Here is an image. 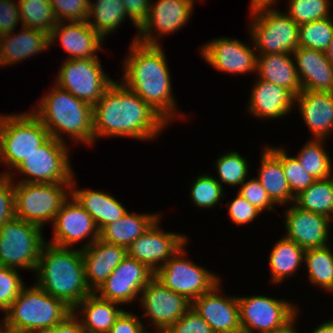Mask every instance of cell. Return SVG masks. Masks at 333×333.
<instances>
[{
  "label": "cell",
  "instance_id": "obj_1",
  "mask_svg": "<svg viewBox=\"0 0 333 333\" xmlns=\"http://www.w3.org/2000/svg\"><path fill=\"white\" fill-rule=\"evenodd\" d=\"M167 122L134 91L115 80L93 106L94 141L107 137L152 140Z\"/></svg>",
  "mask_w": 333,
  "mask_h": 333
},
{
  "label": "cell",
  "instance_id": "obj_2",
  "mask_svg": "<svg viewBox=\"0 0 333 333\" xmlns=\"http://www.w3.org/2000/svg\"><path fill=\"white\" fill-rule=\"evenodd\" d=\"M123 62L124 73L119 80L167 123H172L177 113L182 112H177L169 63L162 45H145L132 40Z\"/></svg>",
  "mask_w": 333,
  "mask_h": 333
},
{
  "label": "cell",
  "instance_id": "obj_3",
  "mask_svg": "<svg viewBox=\"0 0 333 333\" xmlns=\"http://www.w3.org/2000/svg\"><path fill=\"white\" fill-rule=\"evenodd\" d=\"M35 272L36 285L72 310L92 293L85 279L81 248L59 247L46 242Z\"/></svg>",
  "mask_w": 333,
  "mask_h": 333
},
{
  "label": "cell",
  "instance_id": "obj_4",
  "mask_svg": "<svg viewBox=\"0 0 333 333\" xmlns=\"http://www.w3.org/2000/svg\"><path fill=\"white\" fill-rule=\"evenodd\" d=\"M31 111L40 119L51 137L67 142L62 136L65 133L74 142L94 145L93 106L56 84Z\"/></svg>",
  "mask_w": 333,
  "mask_h": 333
},
{
  "label": "cell",
  "instance_id": "obj_5",
  "mask_svg": "<svg viewBox=\"0 0 333 333\" xmlns=\"http://www.w3.org/2000/svg\"><path fill=\"white\" fill-rule=\"evenodd\" d=\"M71 312L72 309L62 300L38 285H25L0 323L12 331L37 333L59 324Z\"/></svg>",
  "mask_w": 333,
  "mask_h": 333
},
{
  "label": "cell",
  "instance_id": "obj_6",
  "mask_svg": "<svg viewBox=\"0 0 333 333\" xmlns=\"http://www.w3.org/2000/svg\"><path fill=\"white\" fill-rule=\"evenodd\" d=\"M50 137L48 130L32 112L0 115V162L10 170L0 175H15L14 170L29 154Z\"/></svg>",
  "mask_w": 333,
  "mask_h": 333
},
{
  "label": "cell",
  "instance_id": "obj_7",
  "mask_svg": "<svg viewBox=\"0 0 333 333\" xmlns=\"http://www.w3.org/2000/svg\"><path fill=\"white\" fill-rule=\"evenodd\" d=\"M279 10L275 7L251 13L249 34L257 55L292 54L299 47V25Z\"/></svg>",
  "mask_w": 333,
  "mask_h": 333
},
{
  "label": "cell",
  "instance_id": "obj_8",
  "mask_svg": "<svg viewBox=\"0 0 333 333\" xmlns=\"http://www.w3.org/2000/svg\"><path fill=\"white\" fill-rule=\"evenodd\" d=\"M15 217L44 228L54 221L71 194V184L25 183L14 181Z\"/></svg>",
  "mask_w": 333,
  "mask_h": 333
},
{
  "label": "cell",
  "instance_id": "obj_9",
  "mask_svg": "<svg viewBox=\"0 0 333 333\" xmlns=\"http://www.w3.org/2000/svg\"><path fill=\"white\" fill-rule=\"evenodd\" d=\"M42 228L13 218L0 228V265L16 270H36L46 243Z\"/></svg>",
  "mask_w": 333,
  "mask_h": 333
},
{
  "label": "cell",
  "instance_id": "obj_10",
  "mask_svg": "<svg viewBox=\"0 0 333 333\" xmlns=\"http://www.w3.org/2000/svg\"><path fill=\"white\" fill-rule=\"evenodd\" d=\"M67 146L50 136L14 169L26 176L18 182L71 184L74 171Z\"/></svg>",
  "mask_w": 333,
  "mask_h": 333
},
{
  "label": "cell",
  "instance_id": "obj_11",
  "mask_svg": "<svg viewBox=\"0 0 333 333\" xmlns=\"http://www.w3.org/2000/svg\"><path fill=\"white\" fill-rule=\"evenodd\" d=\"M187 243L188 241L155 272L154 277L165 287L192 303L196 298L209 292L221 279L204 266L186 259Z\"/></svg>",
  "mask_w": 333,
  "mask_h": 333
},
{
  "label": "cell",
  "instance_id": "obj_12",
  "mask_svg": "<svg viewBox=\"0 0 333 333\" xmlns=\"http://www.w3.org/2000/svg\"><path fill=\"white\" fill-rule=\"evenodd\" d=\"M99 58L65 59L57 74L55 84L92 106L115 81L101 66Z\"/></svg>",
  "mask_w": 333,
  "mask_h": 333
},
{
  "label": "cell",
  "instance_id": "obj_13",
  "mask_svg": "<svg viewBox=\"0 0 333 333\" xmlns=\"http://www.w3.org/2000/svg\"><path fill=\"white\" fill-rule=\"evenodd\" d=\"M237 299L242 333H268L286 324L298 311L289 301L265 295Z\"/></svg>",
  "mask_w": 333,
  "mask_h": 333
},
{
  "label": "cell",
  "instance_id": "obj_14",
  "mask_svg": "<svg viewBox=\"0 0 333 333\" xmlns=\"http://www.w3.org/2000/svg\"><path fill=\"white\" fill-rule=\"evenodd\" d=\"M154 2L151 0L149 16L133 39L145 45H162L161 42H158L159 37L170 35L185 26L190 16L192 17L196 0H157Z\"/></svg>",
  "mask_w": 333,
  "mask_h": 333
},
{
  "label": "cell",
  "instance_id": "obj_15",
  "mask_svg": "<svg viewBox=\"0 0 333 333\" xmlns=\"http://www.w3.org/2000/svg\"><path fill=\"white\" fill-rule=\"evenodd\" d=\"M53 237L47 243L59 247L73 248L76 243L89 238L81 249L99 239V230L92 216L70 196L63 202L53 221Z\"/></svg>",
  "mask_w": 333,
  "mask_h": 333
},
{
  "label": "cell",
  "instance_id": "obj_16",
  "mask_svg": "<svg viewBox=\"0 0 333 333\" xmlns=\"http://www.w3.org/2000/svg\"><path fill=\"white\" fill-rule=\"evenodd\" d=\"M154 275L146 264L126 256L95 293L120 305L130 304L140 297L139 294Z\"/></svg>",
  "mask_w": 333,
  "mask_h": 333
},
{
  "label": "cell",
  "instance_id": "obj_17",
  "mask_svg": "<svg viewBox=\"0 0 333 333\" xmlns=\"http://www.w3.org/2000/svg\"><path fill=\"white\" fill-rule=\"evenodd\" d=\"M138 301L144 309L141 318L149 317L151 325L159 331H166L191 308L190 301L155 277L143 288Z\"/></svg>",
  "mask_w": 333,
  "mask_h": 333
},
{
  "label": "cell",
  "instance_id": "obj_18",
  "mask_svg": "<svg viewBox=\"0 0 333 333\" xmlns=\"http://www.w3.org/2000/svg\"><path fill=\"white\" fill-rule=\"evenodd\" d=\"M188 240L185 234L162 231L160 217L127 248L128 256L146 264L154 273Z\"/></svg>",
  "mask_w": 333,
  "mask_h": 333
},
{
  "label": "cell",
  "instance_id": "obj_19",
  "mask_svg": "<svg viewBox=\"0 0 333 333\" xmlns=\"http://www.w3.org/2000/svg\"><path fill=\"white\" fill-rule=\"evenodd\" d=\"M253 45L229 37H219L203 44V60L218 71L231 74H256L257 53Z\"/></svg>",
  "mask_w": 333,
  "mask_h": 333
},
{
  "label": "cell",
  "instance_id": "obj_20",
  "mask_svg": "<svg viewBox=\"0 0 333 333\" xmlns=\"http://www.w3.org/2000/svg\"><path fill=\"white\" fill-rule=\"evenodd\" d=\"M220 283L196 298L191 307L210 325L214 333H242L238 299L221 294Z\"/></svg>",
  "mask_w": 333,
  "mask_h": 333
},
{
  "label": "cell",
  "instance_id": "obj_21",
  "mask_svg": "<svg viewBox=\"0 0 333 333\" xmlns=\"http://www.w3.org/2000/svg\"><path fill=\"white\" fill-rule=\"evenodd\" d=\"M287 239L304 250L327 246L331 221L329 217L300 209L294 203L285 211Z\"/></svg>",
  "mask_w": 333,
  "mask_h": 333
},
{
  "label": "cell",
  "instance_id": "obj_22",
  "mask_svg": "<svg viewBox=\"0 0 333 333\" xmlns=\"http://www.w3.org/2000/svg\"><path fill=\"white\" fill-rule=\"evenodd\" d=\"M50 46L59 39L61 47L69 55L66 59L98 58L97 53L104 39L88 22L59 21L49 34Z\"/></svg>",
  "mask_w": 333,
  "mask_h": 333
},
{
  "label": "cell",
  "instance_id": "obj_23",
  "mask_svg": "<svg viewBox=\"0 0 333 333\" xmlns=\"http://www.w3.org/2000/svg\"><path fill=\"white\" fill-rule=\"evenodd\" d=\"M82 256L87 286L95 292L128 253L127 248L99 238L82 249Z\"/></svg>",
  "mask_w": 333,
  "mask_h": 333
},
{
  "label": "cell",
  "instance_id": "obj_24",
  "mask_svg": "<svg viewBox=\"0 0 333 333\" xmlns=\"http://www.w3.org/2000/svg\"><path fill=\"white\" fill-rule=\"evenodd\" d=\"M257 79L249 95V114L256 118L276 120L293 110L295 96L289 90L267 80Z\"/></svg>",
  "mask_w": 333,
  "mask_h": 333
},
{
  "label": "cell",
  "instance_id": "obj_25",
  "mask_svg": "<svg viewBox=\"0 0 333 333\" xmlns=\"http://www.w3.org/2000/svg\"><path fill=\"white\" fill-rule=\"evenodd\" d=\"M297 102V103H296ZM312 138L327 139L333 130V93L302 90L295 97V106Z\"/></svg>",
  "mask_w": 333,
  "mask_h": 333
},
{
  "label": "cell",
  "instance_id": "obj_26",
  "mask_svg": "<svg viewBox=\"0 0 333 333\" xmlns=\"http://www.w3.org/2000/svg\"><path fill=\"white\" fill-rule=\"evenodd\" d=\"M292 55L302 90L333 93V66L325 52L298 47Z\"/></svg>",
  "mask_w": 333,
  "mask_h": 333
},
{
  "label": "cell",
  "instance_id": "obj_27",
  "mask_svg": "<svg viewBox=\"0 0 333 333\" xmlns=\"http://www.w3.org/2000/svg\"><path fill=\"white\" fill-rule=\"evenodd\" d=\"M21 29L20 34L13 30L0 36V59L4 67L43 53L50 47L48 33L23 26Z\"/></svg>",
  "mask_w": 333,
  "mask_h": 333
},
{
  "label": "cell",
  "instance_id": "obj_28",
  "mask_svg": "<svg viewBox=\"0 0 333 333\" xmlns=\"http://www.w3.org/2000/svg\"><path fill=\"white\" fill-rule=\"evenodd\" d=\"M73 176L71 195L92 216L99 232L108 224L122 218L128 211L121 202L100 190L76 189Z\"/></svg>",
  "mask_w": 333,
  "mask_h": 333
},
{
  "label": "cell",
  "instance_id": "obj_29",
  "mask_svg": "<svg viewBox=\"0 0 333 333\" xmlns=\"http://www.w3.org/2000/svg\"><path fill=\"white\" fill-rule=\"evenodd\" d=\"M292 57L291 53L257 55L256 73L259 79L283 87L296 97L302 88Z\"/></svg>",
  "mask_w": 333,
  "mask_h": 333
},
{
  "label": "cell",
  "instance_id": "obj_30",
  "mask_svg": "<svg viewBox=\"0 0 333 333\" xmlns=\"http://www.w3.org/2000/svg\"><path fill=\"white\" fill-rule=\"evenodd\" d=\"M120 304L100 298L92 292L72 311L81 318L85 333H108L124 309ZM78 311H80L78 314Z\"/></svg>",
  "mask_w": 333,
  "mask_h": 333
},
{
  "label": "cell",
  "instance_id": "obj_31",
  "mask_svg": "<svg viewBox=\"0 0 333 333\" xmlns=\"http://www.w3.org/2000/svg\"><path fill=\"white\" fill-rule=\"evenodd\" d=\"M263 149L256 178L277 205L294 203L295 197L291 193L281 160L267 146Z\"/></svg>",
  "mask_w": 333,
  "mask_h": 333
},
{
  "label": "cell",
  "instance_id": "obj_32",
  "mask_svg": "<svg viewBox=\"0 0 333 333\" xmlns=\"http://www.w3.org/2000/svg\"><path fill=\"white\" fill-rule=\"evenodd\" d=\"M159 217L161 216L157 213L139 214L127 212L119 220L106 225L99 232V238L103 241L128 248Z\"/></svg>",
  "mask_w": 333,
  "mask_h": 333
},
{
  "label": "cell",
  "instance_id": "obj_33",
  "mask_svg": "<svg viewBox=\"0 0 333 333\" xmlns=\"http://www.w3.org/2000/svg\"><path fill=\"white\" fill-rule=\"evenodd\" d=\"M305 251L284 236L276 242L269 254L270 280L273 284H280L297 273L296 271L304 263Z\"/></svg>",
  "mask_w": 333,
  "mask_h": 333
},
{
  "label": "cell",
  "instance_id": "obj_34",
  "mask_svg": "<svg viewBox=\"0 0 333 333\" xmlns=\"http://www.w3.org/2000/svg\"><path fill=\"white\" fill-rule=\"evenodd\" d=\"M127 13L122 0H89L88 24L103 38L116 32ZM93 20V21H92Z\"/></svg>",
  "mask_w": 333,
  "mask_h": 333
},
{
  "label": "cell",
  "instance_id": "obj_35",
  "mask_svg": "<svg viewBox=\"0 0 333 333\" xmlns=\"http://www.w3.org/2000/svg\"><path fill=\"white\" fill-rule=\"evenodd\" d=\"M294 204L305 211L330 218L333 211V176L316 180L295 197Z\"/></svg>",
  "mask_w": 333,
  "mask_h": 333
},
{
  "label": "cell",
  "instance_id": "obj_36",
  "mask_svg": "<svg viewBox=\"0 0 333 333\" xmlns=\"http://www.w3.org/2000/svg\"><path fill=\"white\" fill-rule=\"evenodd\" d=\"M309 281L325 291L333 292V250L330 246L307 249L304 255Z\"/></svg>",
  "mask_w": 333,
  "mask_h": 333
},
{
  "label": "cell",
  "instance_id": "obj_37",
  "mask_svg": "<svg viewBox=\"0 0 333 333\" xmlns=\"http://www.w3.org/2000/svg\"><path fill=\"white\" fill-rule=\"evenodd\" d=\"M307 141L295 156L301 166L316 180L326 179L333 176L332 160L326 152L324 141L326 139H315Z\"/></svg>",
  "mask_w": 333,
  "mask_h": 333
},
{
  "label": "cell",
  "instance_id": "obj_38",
  "mask_svg": "<svg viewBox=\"0 0 333 333\" xmlns=\"http://www.w3.org/2000/svg\"><path fill=\"white\" fill-rule=\"evenodd\" d=\"M23 27L50 34L58 20L50 1H18Z\"/></svg>",
  "mask_w": 333,
  "mask_h": 333
},
{
  "label": "cell",
  "instance_id": "obj_39",
  "mask_svg": "<svg viewBox=\"0 0 333 333\" xmlns=\"http://www.w3.org/2000/svg\"><path fill=\"white\" fill-rule=\"evenodd\" d=\"M333 38V18H323L299 25V47L325 52Z\"/></svg>",
  "mask_w": 333,
  "mask_h": 333
},
{
  "label": "cell",
  "instance_id": "obj_40",
  "mask_svg": "<svg viewBox=\"0 0 333 333\" xmlns=\"http://www.w3.org/2000/svg\"><path fill=\"white\" fill-rule=\"evenodd\" d=\"M215 162L219 176L216 180L222 187H224L223 184L239 186L248 177L249 163L237 151L226 152V154L219 156Z\"/></svg>",
  "mask_w": 333,
  "mask_h": 333
},
{
  "label": "cell",
  "instance_id": "obj_41",
  "mask_svg": "<svg viewBox=\"0 0 333 333\" xmlns=\"http://www.w3.org/2000/svg\"><path fill=\"white\" fill-rule=\"evenodd\" d=\"M282 162L283 171L294 197L307 189L316 181L312 175L301 166L296 157H290L283 148L267 146Z\"/></svg>",
  "mask_w": 333,
  "mask_h": 333
},
{
  "label": "cell",
  "instance_id": "obj_42",
  "mask_svg": "<svg viewBox=\"0 0 333 333\" xmlns=\"http://www.w3.org/2000/svg\"><path fill=\"white\" fill-rule=\"evenodd\" d=\"M190 187V199L200 209L214 208L225 193L216 178L206 173L198 176Z\"/></svg>",
  "mask_w": 333,
  "mask_h": 333
},
{
  "label": "cell",
  "instance_id": "obj_43",
  "mask_svg": "<svg viewBox=\"0 0 333 333\" xmlns=\"http://www.w3.org/2000/svg\"><path fill=\"white\" fill-rule=\"evenodd\" d=\"M287 14L298 24L328 18L331 0H288Z\"/></svg>",
  "mask_w": 333,
  "mask_h": 333
},
{
  "label": "cell",
  "instance_id": "obj_44",
  "mask_svg": "<svg viewBox=\"0 0 333 333\" xmlns=\"http://www.w3.org/2000/svg\"><path fill=\"white\" fill-rule=\"evenodd\" d=\"M25 286L16 269L0 265V310L5 313Z\"/></svg>",
  "mask_w": 333,
  "mask_h": 333
},
{
  "label": "cell",
  "instance_id": "obj_45",
  "mask_svg": "<svg viewBox=\"0 0 333 333\" xmlns=\"http://www.w3.org/2000/svg\"><path fill=\"white\" fill-rule=\"evenodd\" d=\"M55 16L63 22H82L89 14V0H50Z\"/></svg>",
  "mask_w": 333,
  "mask_h": 333
},
{
  "label": "cell",
  "instance_id": "obj_46",
  "mask_svg": "<svg viewBox=\"0 0 333 333\" xmlns=\"http://www.w3.org/2000/svg\"><path fill=\"white\" fill-rule=\"evenodd\" d=\"M246 179L237 191L243 198L250 202L260 212L274 211L277 204L270 198L257 178Z\"/></svg>",
  "mask_w": 333,
  "mask_h": 333
},
{
  "label": "cell",
  "instance_id": "obj_47",
  "mask_svg": "<svg viewBox=\"0 0 333 333\" xmlns=\"http://www.w3.org/2000/svg\"><path fill=\"white\" fill-rule=\"evenodd\" d=\"M14 177L0 175V228L15 218Z\"/></svg>",
  "mask_w": 333,
  "mask_h": 333
},
{
  "label": "cell",
  "instance_id": "obj_48",
  "mask_svg": "<svg viewBox=\"0 0 333 333\" xmlns=\"http://www.w3.org/2000/svg\"><path fill=\"white\" fill-rule=\"evenodd\" d=\"M167 333H214L210 325L191 307L173 323Z\"/></svg>",
  "mask_w": 333,
  "mask_h": 333
},
{
  "label": "cell",
  "instance_id": "obj_49",
  "mask_svg": "<svg viewBox=\"0 0 333 333\" xmlns=\"http://www.w3.org/2000/svg\"><path fill=\"white\" fill-rule=\"evenodd\" d=\"M226 206L228 208L227 210L230 219L239 226L254 221L260 214H262L238 192L236 197L227 203Z\"/></svg>",
  "mask_w": 333,
  "mask_h": 333
},
{
  "label": "cell",
  "instance_id": "obj_50",
  "mask_svg": "<svg viewBox=\"0 0 333 333\" xmlns=\"http://www.w3.org/2000/svg\"><path fill=\"white\" fill-rule=\"evenodd\" d=\"M21 22L19 3L14 0H0V36L16 30Z\"/></svg>",
  "mask_w": 333,
  "mask_h": 333
},
{
  "label": "cell",
  "instance_id": "obj_51",
  "mask_svg": "<svg viewBox=\"0 0 333 333\" xmlns=\"http://www.w3.org/2000/svg\"><path fill=\"white\" fill-rule=\"evenodd\" d=\"M141 319L134 313L124 310L108 333H146L147 327L144 326Z\"/></svg>",
  "mask_w": 333,
  "mask_h": 333
},
{
  "label": "cell",
  "instance_id": "obj_52",
  "mask_svg": "<svg viewBox=\"0 0 333 333\" xmlns=\"http://www.w3.org/2000/svg\"><path fill=\"white\" fill-rule=\"evenodd\" d=\"M127 17L138 30L149 16L151 0H122Z\"/></svg>",
  "mask_w": 333,
  "mask_h": 333
},
{
  "label": "cell",
  "instance_id": "obj_53",
  "mask_svg": "<svg viewBox=\"0 0 333 333\" xmlns=\"http://www.w3.org/2000/svg\"><path fill=\"white\" fill-rule=\"evenodd\" d=\"M37 333H85L80 318L72 311L59 324Z\"/></svg>",
  "mask_w": 333,
  "mask_h": 333
},
{
  "label": "cell",
  "instance_id": "obj_54",
  "mask_svg": "<svg viewBox=\"0 0 333 333\" xmlns=\"http://www.w3.org/2000/svg\"><path fill=\"white\" fill-rule=\"evenodd\" d=\"M277 0H251L250 12L253 13L262 9H272L275 7Z\"/></svg>",
  "mask_w": 333,
  "mask_h": 333
},
{
  "label": "cell",
  "instance_id": "obj_55",
  "mask_svg": "<svg viewBox=\"0 0 333 333\" xmlns=\"http://www.w3.org/2000/svg\"><path fill=\"white\" fill-rule=\"evenodd\" d=\"M299 310L297 311V313L283 326L273 329L272 331L268 332V333H298V331L296 330V328L294 327V325L296 324V319L298 316Z\"/></svg>",
  "mask_w": 333,
  "mask_h": 333
},
{
  "label": "cell",
  "instance_id": "obj_56",
  "mask_svg": "<svg viewBox=\"0 0 333 333\" xmlns=\"http://www.w3.org/2000/svg\"><path fill=\"white\" fill-rule=\"evenodd\" d=\"M311 333H333V319L318 325Z\"/></svg>",
  "mask_w": 333,
  "mask_h": 333
},
{
  "label": "cell",
  "instance_id": "obj_57",
  "mask_svg": "<svg viewBox=\"0 0 333 333\" xmlns=\"http://www.w3.org/2000/svg\"><path fill=\"white\" fill-rule=\"evenodd\" d=\"M325 55H326L327 60L333 66V38L331 40V43L329 44L328 49L325 51Z\"/></svg>",
  "mask_w": 333,
  "mask_h": 333
},
{
  "label": "cell",
  "instance_id": "obj_58",
  "mask_svg": "<svg viewBox=\"0 0 333 333\" xmlns=\"http://www.w3.org/2000/svg\"><path fill=\"white\" fill-rule=\"evenodd\" d=\"M0 333H22V332L9 330L0 323Z\"/></svg>",
  "mask_w": 333,
  "mask_h": 333
},
{
  "label": "cell",
  "instance_id": "obj_59",
  "mask_svg": "<svg viewBox=\"0 0 333 333\" xmlns=\"http://www.w3.org/2000/svg\"><path fill=\"white\" fill-rule=\"evenodd\" d=\"M149 330H147V332L146 333H152V332H148ZM153 333H167L166 331H159V330H157L156 332H153Z\"/></svg>",
  "mask_w": 333,
  "mask_h": 333
},
{
  "label": "cell",
  "instance_id": "obj_60",
  "mask_svg": "<svg viewBox=\"0 0 333 333\" xmlns=\"http://www.w3.org/2000/svg\"><path fill=\"white\" fill-rule=\"evenodd\" d=\"M18 1H30V2H32V1H50V0H18Z\"/></svg>",
  "mask_w": 333,
  "mask_h": 333
},
{
  "label": "cell",
  "instance_id": "obj_61",
  "mask_svg": "<svg viewBox=\"0 0 333 333\" xmlns=\"http://www.w3.org/2000/svg\"><path fill=\"white\" fill-rule=\"evenodd\" d=\"M330 221H331V224L333 223V211H332V215L330 217Z\"/></svg>",
  "mask_w": 333,
  "mask_h": 333
}]
</instances>
